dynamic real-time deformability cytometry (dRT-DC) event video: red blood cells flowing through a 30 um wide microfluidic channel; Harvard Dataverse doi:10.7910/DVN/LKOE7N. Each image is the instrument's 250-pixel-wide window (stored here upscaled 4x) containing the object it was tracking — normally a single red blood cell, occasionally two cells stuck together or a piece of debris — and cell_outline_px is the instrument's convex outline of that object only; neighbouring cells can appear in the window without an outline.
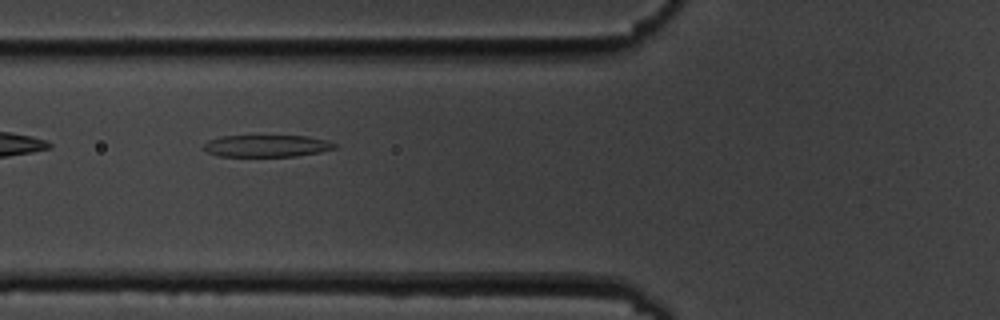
{"species": "common noctule bat (a hibernating species)", "species_latin": "Nyctalus noctula", "temperature_condition": "cold", "stored_images_in_passage": 7, "camera_frame_rate_fps": 3000, "um_per_image_px": 0.085, "animal": {"sex": "male", "body_mass_g": 19.5, "forearm_length_mm": 54.6}, "frame": {"image": 1, "passage_image": 6, "time_ms": 6.667, "image_size_px": [1000, 320], "cell_outline_px": [[336, 148], [320, 152], [296, 156], [220, 156], [208, 152], [204, 148], [204, 144], [208, 140], [220, 136], [308, 136], [328, 140], [336, 144]], "centroid_in_image_um": [22.7, 12.4], "position_along_channel_um": 103.1, "area_um2": 16.7}}
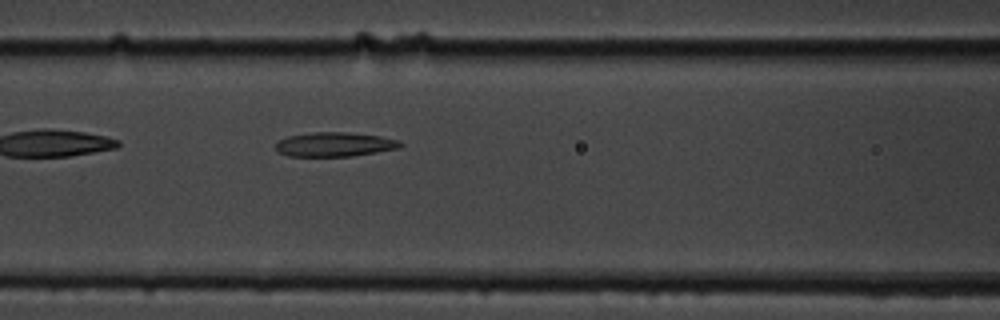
{"frame": {"image": 2, "passage_image": 7, "time_ms": 7.667, "image_size_px": [1000, 320], "cell_outline_px": [[404, 144], [400, 148], [352, 156], [288, 156], [280, 152], [276, 148], [276, 144], [280, 140], [288, 136], [312, 132], [344, 132], [380, 136], [400, 140]], "centroid_in_image_um": [28.49, 12.27], "position_along_channel_um": 138.1, "area_um2": 17.57}}